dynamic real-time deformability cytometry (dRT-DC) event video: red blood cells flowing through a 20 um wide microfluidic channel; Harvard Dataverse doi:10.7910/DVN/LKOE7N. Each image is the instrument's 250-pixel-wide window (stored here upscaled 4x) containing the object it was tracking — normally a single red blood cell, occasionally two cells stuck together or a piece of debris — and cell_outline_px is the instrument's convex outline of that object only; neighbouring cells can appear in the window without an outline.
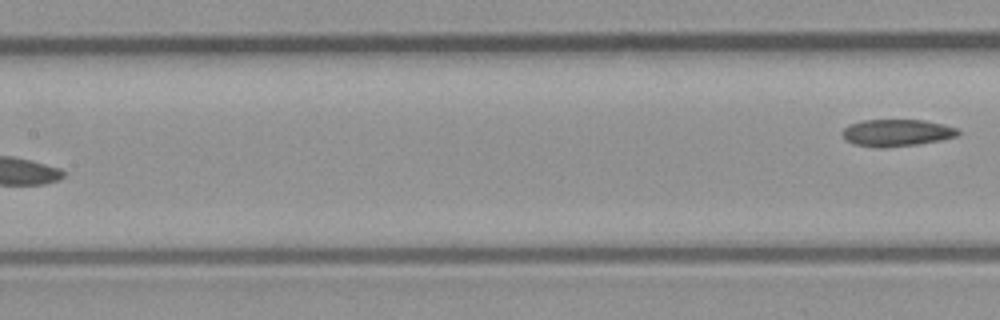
{"species": "common noctule bat (a hibernating species)", "species_latin": "Nyctalus noctula", "temperature_condition": "room temperature", "stored_images_in_passage": 8, "segment_of_instrument_passage": [2, 2], "camera_frame_rate_fps": 3000, "um_per_image_px": 0.085, "animal": {"sex": "male", "body_mass_g": 23.1, "forearm_length_mm": 52.7}, "frame": {"image": 1, "passage_image": 8, "time_ms": 2.333, "image_size_px": [1000, 320], "cell_outline_px": [[960, 136], [940, 140], [916, 144], [884, 148], [880, 148], [852, 144], [844, 140], [840, 132], [848, 124], [864, 120], [924, 120], [944, 124], [956, 128], [960, 132]], "centroid_in_image_um": [76.18, 11.29], "position_along_channel_um": 131.2, "area_um2": 18.44}}